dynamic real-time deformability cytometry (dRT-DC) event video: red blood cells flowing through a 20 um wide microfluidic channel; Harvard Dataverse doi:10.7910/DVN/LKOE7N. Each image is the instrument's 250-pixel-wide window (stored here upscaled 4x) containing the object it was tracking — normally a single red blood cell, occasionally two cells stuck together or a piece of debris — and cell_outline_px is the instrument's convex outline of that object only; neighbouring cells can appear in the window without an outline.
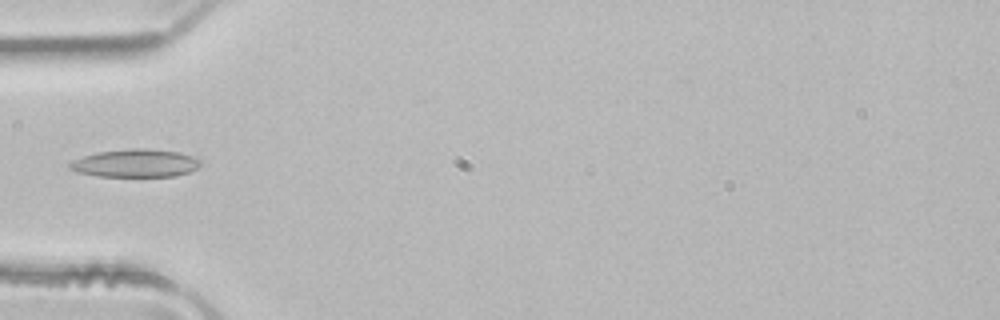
{"species": "common noctule bat (a hibernating species)", "species_latin": "Nyctalus noctula", "temperature_condition": "room temperature", "stored_images_in_passage": 3, "camera_frame_rate_fps": 3000, "um_per_image_px": 0.085, "animal": {"sex": "male", "body_mass_g": 21.5, "forearm_length_mm": 52.0}, "frame": {"image": 1, "passage_image": 3, "time_ms": 0.667, "image_size_px": [1000, 320], "cell_outline_px": [[200, 164], [196, 168], [188, 172], [176, 176], [96, 176], [80, 172], [68, 168], [68, 164], [72, 160], [96, 152], [132, 148], [144, 148], [180, 152], [192, 156], [200, 160]], "centroid_in_image_um": [11.49, 13.86], "position_along_channel_um": 73.5, "area_um2": 21.21}}